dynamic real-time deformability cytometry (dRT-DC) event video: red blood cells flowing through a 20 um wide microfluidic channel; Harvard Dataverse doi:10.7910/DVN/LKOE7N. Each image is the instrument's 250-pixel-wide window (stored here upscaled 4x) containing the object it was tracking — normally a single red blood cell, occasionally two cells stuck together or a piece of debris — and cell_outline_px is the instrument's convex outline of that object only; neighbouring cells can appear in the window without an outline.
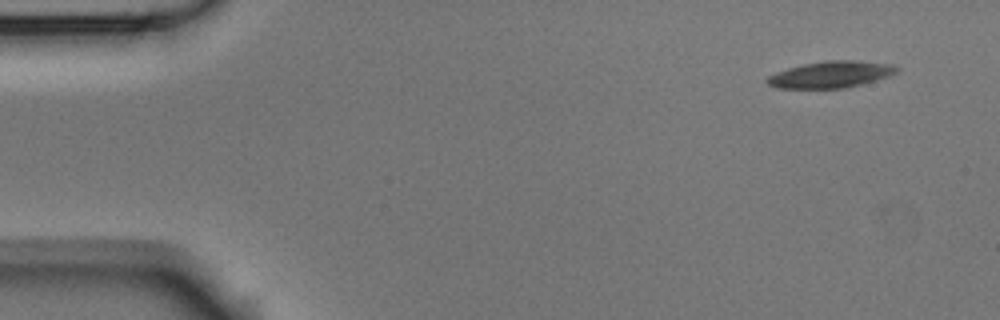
{"species": "Egyptian fruit bat (a non-hibernating species)", "species_latin": "Rousettus aegyptiacus", "temperature_condition": "room temperature", "stored_images_in_passage": 5, "camera_frame_rate_fps": 3000, "um_per_image_px": 0.085, "animal": {"sex": "male"}, "frame": {"image": 1, "passage_image": 1, "time_ms": 0.0, "image_size_px": [1000, 320], "cell_outline_px": [[900, 68], [896, 72], [888, 76], [876, 80], [844, 88], [776, 88], [768, 84], [764, 80], [768, 76], [776, 72], [788, 68], [804, 64], [828, 60], [852, 60], [892, 64]], "centroid_in_image_um": [70.6, 6.33], "position_along_channel_um": 14.4, "area_um2": 19.94}}
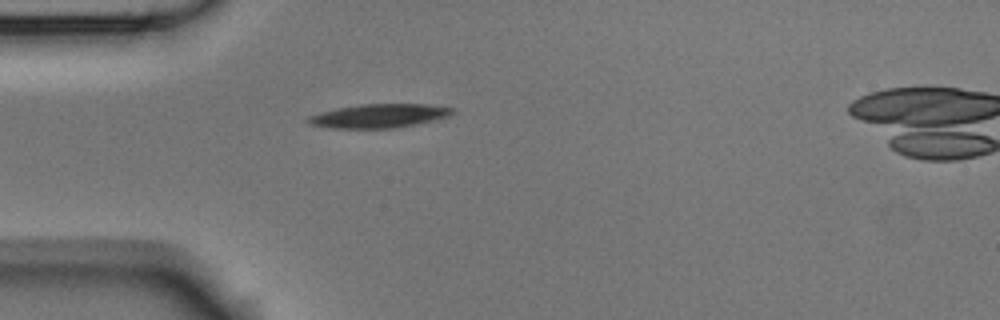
{"frame": {"image": 2, "passage_image": 4, "time_ms": 1.0, "image_size_px": [1000, 320], "cell_outline_px": [[452, 112], [448, 116], [432, 120], [396, 128], [332, 128], [308, 124], [304, 120], [308, 116], [336, 108], [364, 104], [424, 104], [452, 108]], "centroid_in_image_um": [32.13, 9.85], "position_along_channel_um": 52.9, "area_um2": 19.71}}